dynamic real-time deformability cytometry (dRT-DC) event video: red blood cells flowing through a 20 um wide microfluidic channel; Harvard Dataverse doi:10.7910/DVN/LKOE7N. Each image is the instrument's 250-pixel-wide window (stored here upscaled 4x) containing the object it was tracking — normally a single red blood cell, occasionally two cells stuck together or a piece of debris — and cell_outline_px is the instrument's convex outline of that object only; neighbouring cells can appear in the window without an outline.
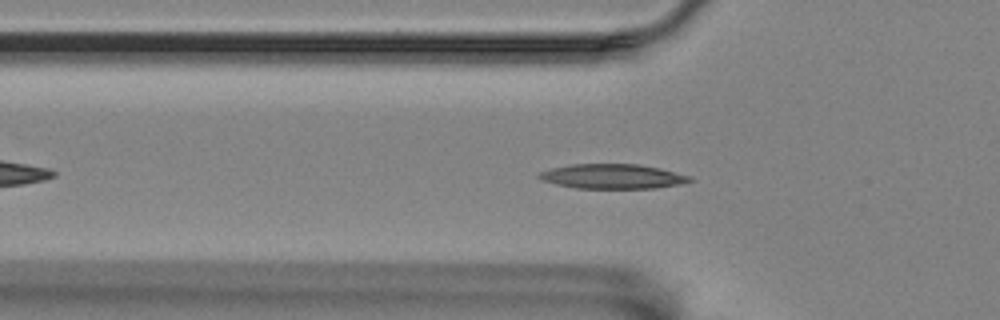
{"species": "Egyptian fruit bat (a non-hibernating species)", "species_latin": "Rousettus aegyptiacus", "temperature_condition": "room temperature", "stored_images_in_passage": 38, "camera_frame_rate_fps": 3000, "um_per_image_px": 0.085, "animal": {"sex": "female"}, "frame": {"image": 1, "passage_image": 3, "time_ms": 0.667, "image_size_px": [1000, 320], "cell_outline_px": [[696, 180], [680, 184], [656, 188], [576, 188], [556, 184], [544, 180], [536, 176], [540, 172], [552, 168], [572, 164], [640, 164], [660, 168], [692, 176]], "centroid_in_image_um": [52.13, 14.99], "position_along_channel_um": 73.7, "area_um2": 21.68}}
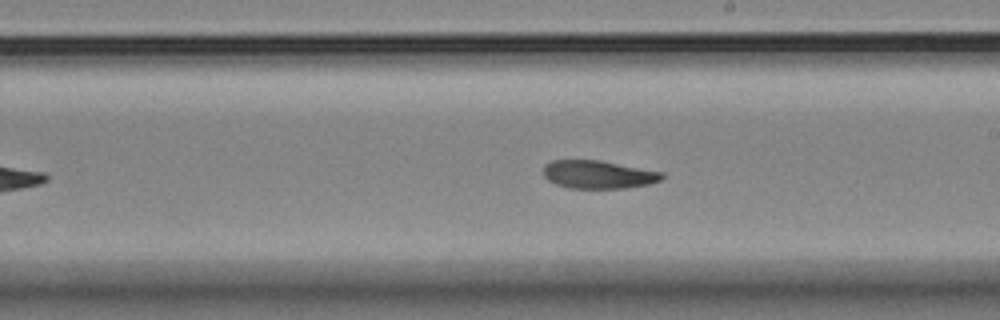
{"frame": {"image": 2, "passage_image": 17, "time_ms": 5.333, "image_size_px": [1000, 320], "cell_outline_px": [[664, 176], [660, 180], [648, 184], [624, 188], [568, 188], [556, 184], [548, 180], [544, 176], [544, 168], [552, 160], [600, 160], [664, 172]], "centroid_in_image_um": [50.87, 14.83], "position_along_channel_um": 238.1, "area_um2": 19.31}}
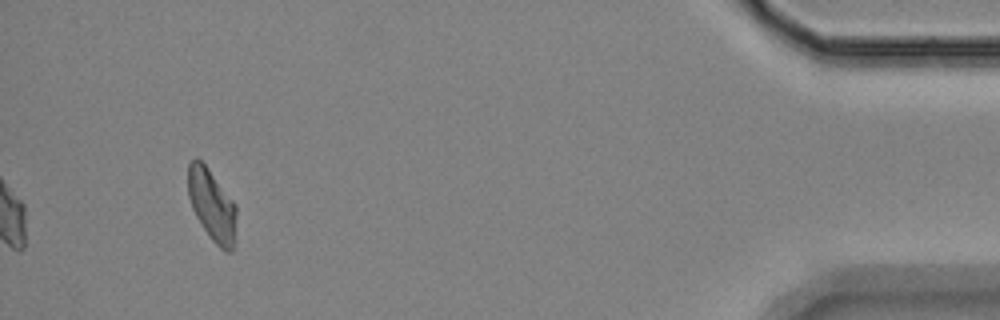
{"frame": {"image": 3, "passage_image": 38, "time_ms": 12.333, "image_size_px": [1000, 320], "cell_outline_px": [[236, 212], [232, 252], [228, 252], [220, 248], [212, 240], [196, 216], [192, 208], [188, 196], [188, 164], [196, 156], [204, 164], [236, 204]], "centroid_in_image_um": [17.99, 17.42], "position_along_channel_um": 417.2, "area_um2": 19.83}, "authors_computed_cell_mechanics": {"area_um2": 20.2589, "velocity_mm_per_s": 3.4956, "shape_relaxation_time_tau1_ms": 5.5421, "shape_relaxation_time_tau2_ms": 7.382, "deformation_change_tau1": 0.1563, "deformation_change_tau2": 0.1199}}